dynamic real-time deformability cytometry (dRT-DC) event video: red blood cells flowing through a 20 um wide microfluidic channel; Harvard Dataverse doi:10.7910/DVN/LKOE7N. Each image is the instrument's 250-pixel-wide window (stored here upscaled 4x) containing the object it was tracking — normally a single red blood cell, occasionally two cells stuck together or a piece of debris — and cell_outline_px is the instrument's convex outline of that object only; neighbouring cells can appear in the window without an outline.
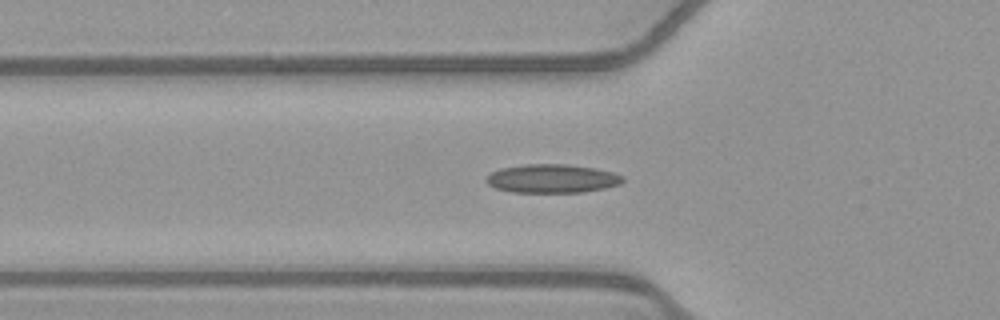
{"species": "common noctule bat (a hibernating species)", "species_latin": "Nyctalus noctula", "temperature_condition": "warm", "stored_images_in_passage": 43, "camera_frame_rate_fps": 3000, "um_per_image_px": 0.085, "animal": {"sex": "female", "body_mass_g": 21.9}, "frame": {"image": 1, "passage_image": 12, "time_ms": 3.667, "image_size_px": [1000, 320], "cell_outline_px": [[624, 180], [620, 184], [604, 188], [584, 192], [512, 192], [496, 188], [488, 184], [484, 180], [492, 172], [500, 168], [524, 164], [564, 164], [596, 168], [612, 172], [624, 176]], "centroid_in_image_um": [46.93, 15.17], "position_along_channel_um": 78.9, "area_um2": 22.77}}
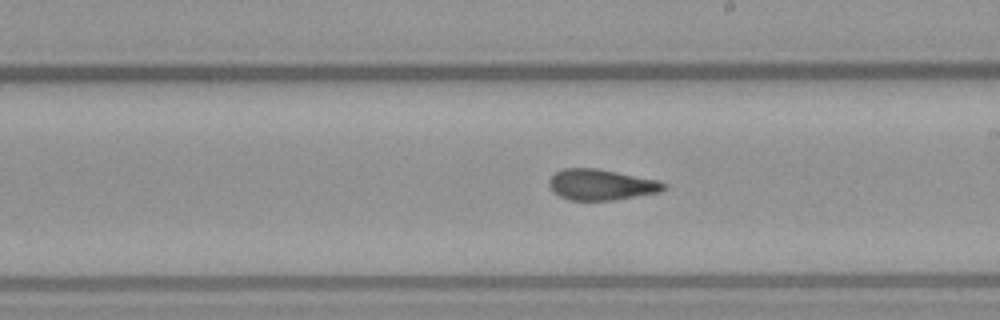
{"frame": {"image": 2, "passage_image": 24, "time_ms": 7.667, "image_size_px": [1000, 320], "cell_outline_px": [[668, 188], [660, 192], [612, 200], [568, 200], [552, 192], [548, 184], [548, 180], [556, 172], [564, 168], [596, 168], [660, 180], [668, 184]], "centroid_in_image_um": [51.12, 15.69], "position_along_channel_um": 237.9, "area_um2": 20.81}}
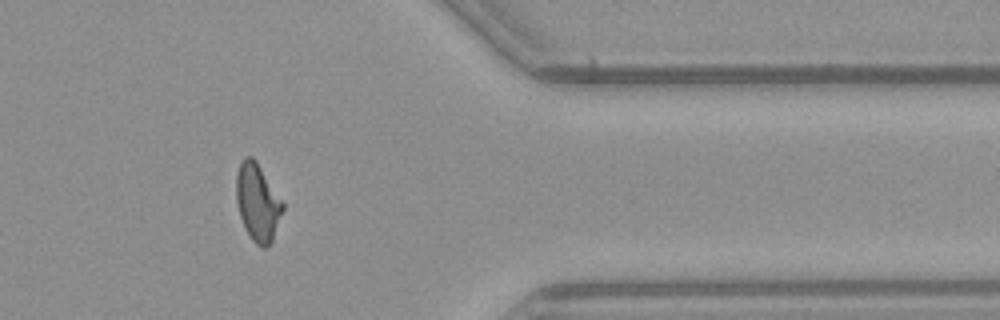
{"frame": {"image": 3, "passage_image": 37, "time_ms": 12.0, "image_size_px": [1000, 320], "cell_outline_px": [[284, 208], [272, 244], [268, 248], [260, 248], [252, 240], [244, 228], [240, 216], [236, 200], [236, 172], [244, 156], [252, 156], [256, 160], [284, 204]], "centroid_in_image_um": [21.9, 17.24], "position_along_channel_um": 389.5, "area_um2": 21.21}}